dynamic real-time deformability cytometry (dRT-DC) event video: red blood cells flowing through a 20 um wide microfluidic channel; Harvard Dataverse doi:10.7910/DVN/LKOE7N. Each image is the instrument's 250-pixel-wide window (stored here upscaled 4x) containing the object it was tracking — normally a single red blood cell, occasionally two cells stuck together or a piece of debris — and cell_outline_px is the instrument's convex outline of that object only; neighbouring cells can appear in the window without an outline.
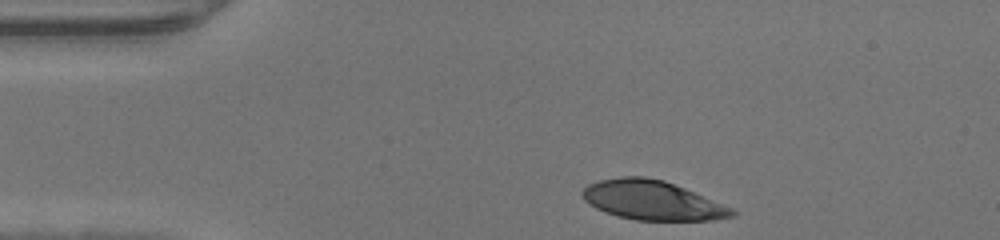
{"species": "human", "species_latin": "Homo sapiens", "temperature_condition": "warm", "stored_images_in_passage": 30, "camera_frame_rate_fps": 3000, "um_per_image_px": 0.085, "donor": {"sex": "male"}, "frame": {"image": 1, "passage_image": 1, "time_ms": 0.0, "image_size_px": [1000, 240], "cell_outline_px": [[736, 216], [712, 220], [636, 220], [604, 212], [596, 208], [584, 200], [580, 196], [580, 192], [588, 184], [600, 180], [620, 176], [644, 176], [664, 180], [684, 188], [732, 208], [736, 212]], "centroid_in_image_um": [55.4, 17.02], "position_along_channel_um": 29.6, "area_um2": 34.16}}
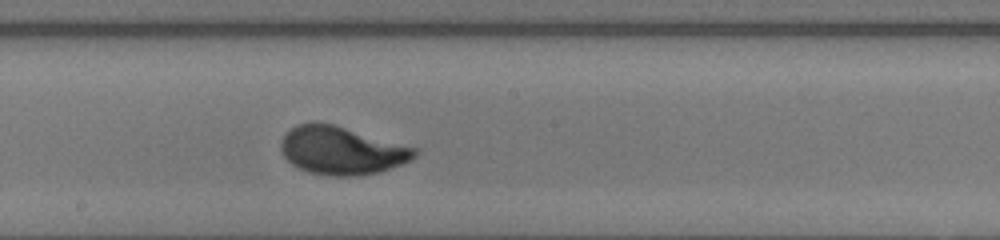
{"frame": {"image": 2, "passage_image": 18, "time_ms": 5.667, "image_size_px": [1000, 240], "cell_outline_px": [[420, 152], [416, 156], [400, 164], [376, 172], [356, 176], [328, 176], [308, 172], [292, 164], [284, 156], [280, 148], [280, 144], [284, 136], [296, 124], [332, 124], [420, 148]], "centroid_in_image_um": [29.07, 12.81], "position_along_channel_um": 219.1, "area_um2": 36.99}}
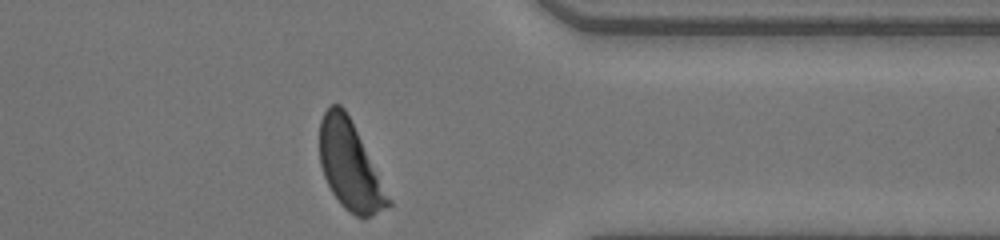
{"frame": {"image": 3, "passage_image": 30, "time_ms": 9.667, "image_size_px": [1000, 240], "cell_outline_px": [[392, 204], [372, 216], [356, 216], [344, 208], [340, 204], [332, 192], [324, 176], [320, 164], [320, 120], [324, 112], [332, 104], [340, 104], [344, 108], [392, 200]], "centroid_in_image_um": [29.73, 14.1], "position_along_channel_um": 381.7, "area_um2": 34.56}}